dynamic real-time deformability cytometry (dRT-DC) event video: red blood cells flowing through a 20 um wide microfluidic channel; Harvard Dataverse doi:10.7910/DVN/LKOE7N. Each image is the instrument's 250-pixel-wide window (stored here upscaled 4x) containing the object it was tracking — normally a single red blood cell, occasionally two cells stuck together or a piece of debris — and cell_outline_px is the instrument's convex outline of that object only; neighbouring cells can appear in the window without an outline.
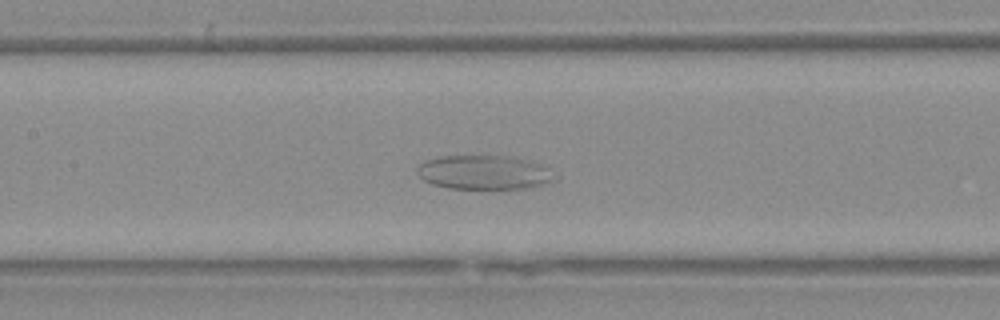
{"species": "Egyptian fruit bat (a non-hibernating species)", "species_latin": "Rousettus aegyptiacus", "temperature_condition": "warm", "stored_images_in_passage": 56, "camera_frame_rate_fps": 3000, "um_per_image_px": 0.085, "animal": {"sex": "female"}, "frame": {"image": 1, "passage_image": 27, "time_ms": 8.667, "image_size_px": [1000, 320], "cell_outline_px": [[552, 180], [544, 184], [528, 188], [448, 188], [432, 184], [424, 180], [420, 176], [420, 164], [424, 160], [440, 156], [476, 152], [508, 156], [524, 160], [536, 164]], "centroid_in_image_um": [40.96, 14.6], "position_along_channel_um": 166.4, "area_um2": 27.05}}
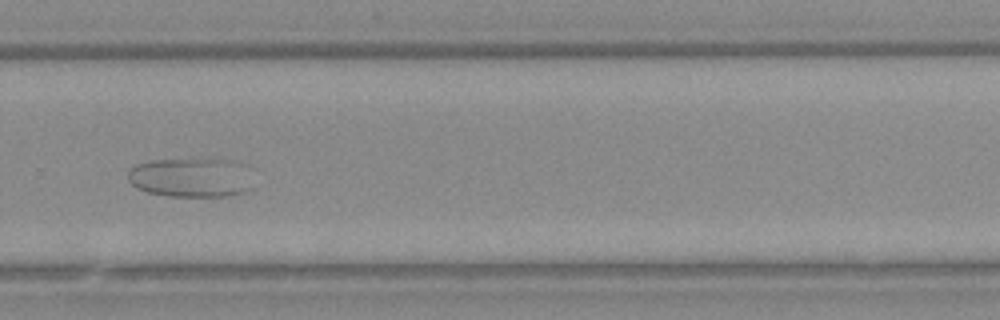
{"frame": {"image": 2, "passage_image": 39, "time_ms": 12.667, "image_size_px": [1000, 320], "cell_outline_px": [[252, 188], [248, 192], [232, 196], [168, 196], [148, 192], [136, 188], [128, 180], [128, 172], [136, 164], [152, 160], [236, 160], [248, 164]], "centroid_in_image_um": [16.31, 15.1], "position_along_channel_um": 313.5, "area_um2": 29.02}}
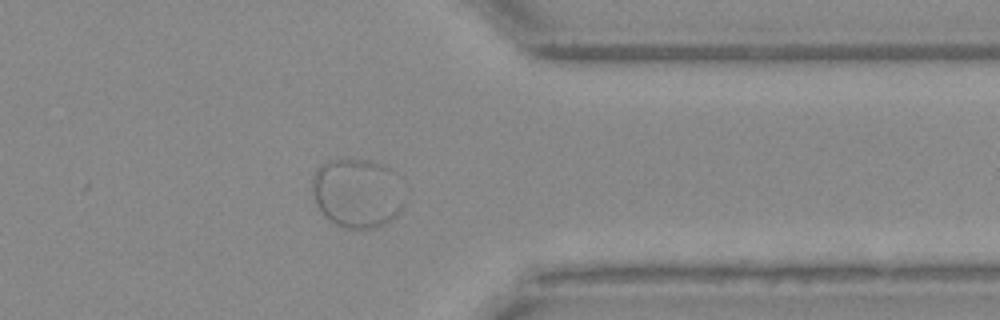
{"frame": {"image": 3, "passage_image": 45, "time_ms": 14.667, "image_size_px": [1000, 320], "cell_outline_px": [[404, 208], [396, 216], [384, 224], [376, 228], [344, 228], [336, 224], [324, 216], [316, 204], [312, 192], [312, 172], [320, 164], [328, 160], [368, 160], [380, 164], [388, 168], [404, 200]], "centroid_in_image_um": [30.28, 16.43], "position_along_channel_um": 381.1, "area_um2": 36.88}}